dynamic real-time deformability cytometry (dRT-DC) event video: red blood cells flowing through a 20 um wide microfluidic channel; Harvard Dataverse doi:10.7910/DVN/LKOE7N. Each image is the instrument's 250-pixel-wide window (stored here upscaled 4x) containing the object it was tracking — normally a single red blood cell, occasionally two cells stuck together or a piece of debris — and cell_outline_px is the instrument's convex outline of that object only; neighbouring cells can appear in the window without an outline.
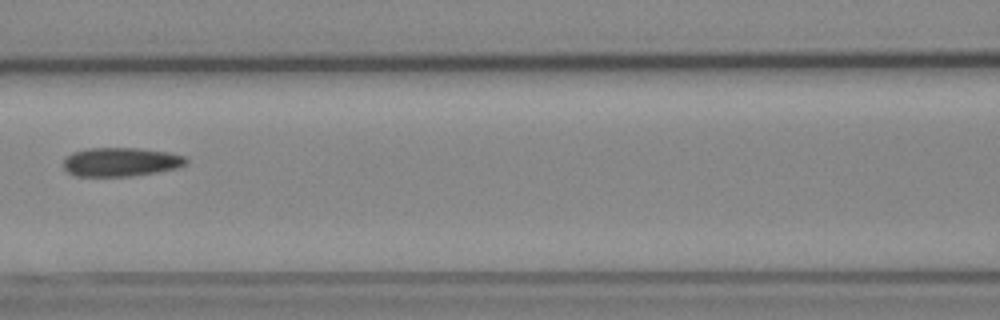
{"species": "Egyptian fruit bat (a non-hibernating species)", "species_latin": "Rousettus aegyptiacus", "temperature_condition": "cold", "stored_images_in_passage": 7, "camera_frame_rate_fps": 3000, "um_per_image_px": 0.085, "animal": {"sex": "female"}, "frame": {"image": 1, "passage_image": 7, "time_ms": 7.0, "image_size_px": [1000, 320], "cell_outline_px": [[188, 160], [184, 164], [176, 168], [156, 172], [132, 176], [76, 176], [68, 172], [64, 168], [64, 160], [72, 152], [88, 148], [136, 148], [168, 152], [188, 156]], "centroid_in_image_um": [10.28, 13.76], "position_along_channel_um": 156.3, "area_um2": 20.58}}